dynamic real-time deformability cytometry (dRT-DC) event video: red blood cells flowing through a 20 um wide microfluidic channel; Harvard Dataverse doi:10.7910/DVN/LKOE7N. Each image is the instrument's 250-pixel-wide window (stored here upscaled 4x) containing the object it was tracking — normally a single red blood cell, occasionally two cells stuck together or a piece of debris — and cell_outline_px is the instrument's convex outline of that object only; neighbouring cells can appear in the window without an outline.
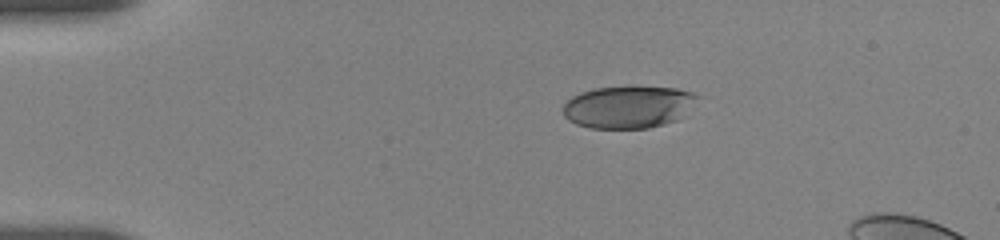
{"species": "human", "species_latin": "Homo sapiens", "temperature_condition": "room temperature", "stored_images_in_passage": 15, "camera_frame_rate_fps": 3000, "um_per_image_px": 0.085, "donor": {"sex": "female"}, "frame": {"image": 1, "passage_image": 1, "time_ms": 0.0, "image_size_px": [1000, 240], "cell_outline_px": [[700, 96], [684, 116], [676, 120], [664, 124], [648, 128], [588, 128], [576, 124], [568, 120], [564, 116], [560, 108], [572, 96], [580, 92], [592, 88], [628, 84], [636, 84], [676, 88], [692, 92]], "centroid_in_image_um": [53.39, 9.04], "position_along_channel_um": 31.6, "area_um2": 34.33}}
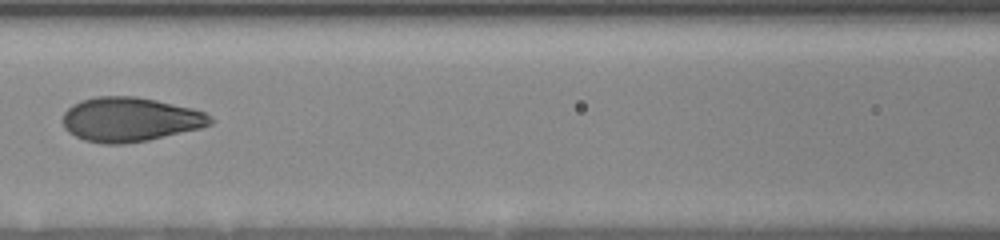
{"frame": {"image": 2, "passage_image": 12, "time_ms": 5.0, "image_size_px": [1000, 240], "cell_outline_px": [[216, 120], [212, 124], [200, 128], [148, 140], [124, 144], [104, 144], [84, 140], [68, 132], [64, 128], [60, 120], [64, 112], [72, 104], [80, 100], [96, 96], [136, 96], [156, 100], [192, 108], [204, 112]], "centroid_in_image_um": [11.02, 10.15], "position_along_channel_um": 155.6, "area_um2": 38.44}}
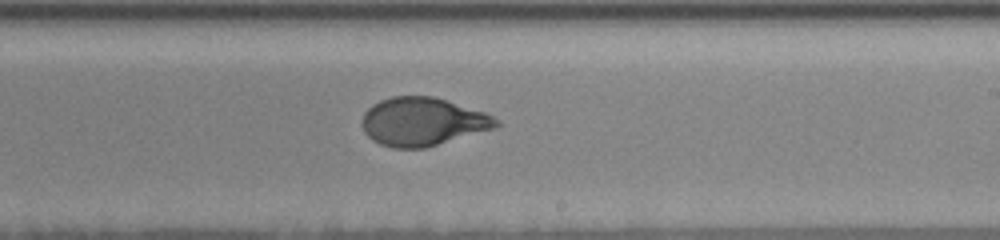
{"frame": {"image": 3, "passage_image": 15, "time_ms": 7.667, "image_size_px": [1000, 240], "cell_outline_px": [[500, 124], [496, 128], [424, 148], [392, 148], [380, 144], [372, 140], [364, 132], [364, 112], [372, 104], [380, 100], [392, 96], [432, 96], [484, 112], [500, 120]], "centroid_in_image_um": [35.93, 10.34], "position_along_channel_um": 253.1, "area_um2": 37.51}}